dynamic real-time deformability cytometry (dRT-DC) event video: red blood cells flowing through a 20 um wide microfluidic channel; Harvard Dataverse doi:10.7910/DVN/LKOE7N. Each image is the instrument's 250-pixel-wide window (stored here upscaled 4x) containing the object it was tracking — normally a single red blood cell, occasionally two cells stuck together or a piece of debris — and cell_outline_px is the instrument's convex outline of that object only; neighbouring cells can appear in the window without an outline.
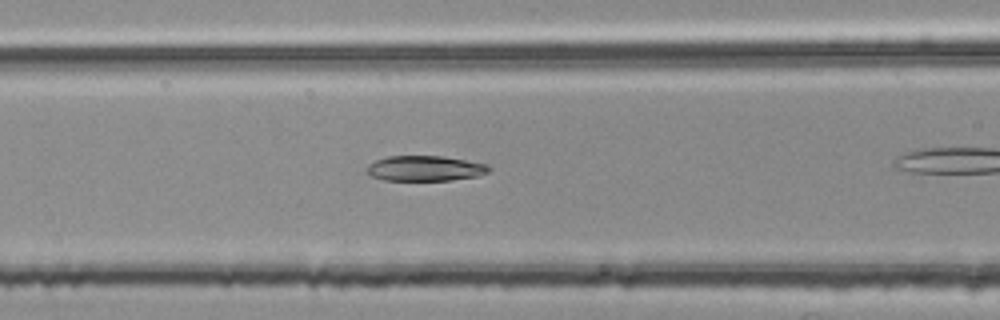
{"species": "common noctule bat (a hibernating species)", "species_latin": "Nyctalus noctula", "temperature_condition": "room temperature", "stored_images_in_passage": 30, "camera_frame_rate_fps": 3000, "um_per_image_px": 0.085, "animal": {"sex": "female", "body_mass_g": 25.1}, "frame": {"image": 1, "passage_image": 10, "time_ms": 3.0, "image_size_px": [1000, 320], "cell_outline_px": [[492, 168], [488, 172], [476, 176], [452, 180], [384, 180], [372, 176], [368, 172], [368, 164], [376, 160], [388, 156], [440, 156], [488, 164]], "centroid_in_image_um": [36.14, 14.31], "position_along_channel_um": 130.5, "area_um2": 17.8}}
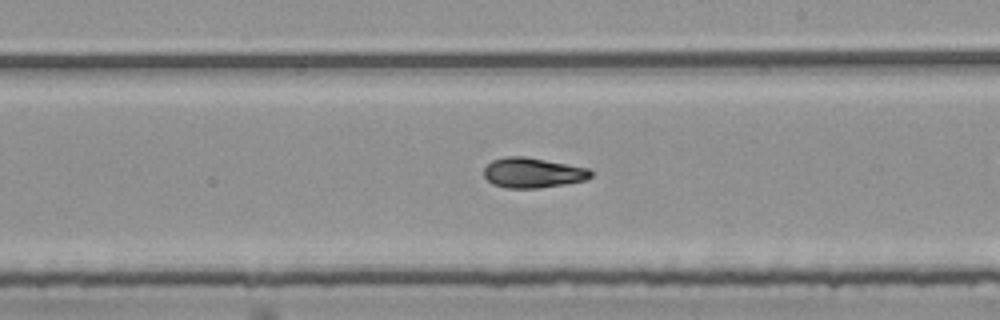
{"frame": {"image": 2, "passage_image": 19, "time_ms": 6.0, "image_size_px": [1000, 320], "cell_outline_px": [[592, 176], [588, 180], [540, 188], [508, 188], [492, 184], [484, 176], [484, 168], [492, 160], [504, 156], [524, 156], [588, 168], [592, 172]], "centroid_in_image_um": [45.28, 14.69], "position_along_channel_um": 243.7, "area_um2": 18.79}}
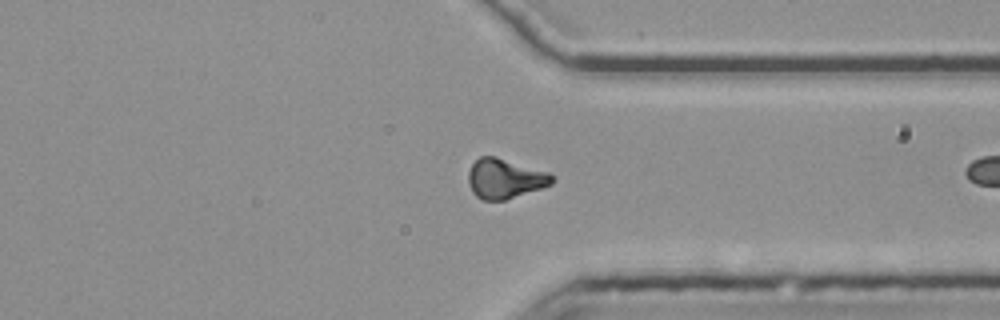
{"frame": {"image": 3, "passage_image": 29, "time_ms": 9.333, "image_size_px": [1000, 320], "cell_outline_px": [[556, 180], [552, 184], [504, 200], [480, 200], [472, 192], [468, 184], [468, 172], [472, 164], [480, 156], [496, 156], [548, 172], [556, 176]], "centroid_in_image_um": [42.91, 15.18], "position_along_channel_um": 368.5, "area_um2": 19.48}}